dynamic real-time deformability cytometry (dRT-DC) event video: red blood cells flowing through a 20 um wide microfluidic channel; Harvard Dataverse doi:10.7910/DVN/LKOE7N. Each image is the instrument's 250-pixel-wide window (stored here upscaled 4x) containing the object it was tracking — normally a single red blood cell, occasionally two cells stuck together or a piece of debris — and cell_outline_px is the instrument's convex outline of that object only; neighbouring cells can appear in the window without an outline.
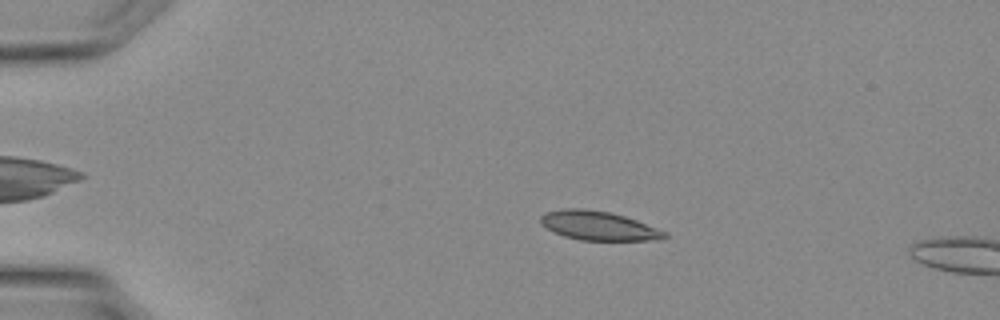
{"species": "Egyptian fruit bat (a non-hibernating species)", "species_latin": "Rousettus aegyptiacus", "temperature_condition": "warm", "stored_images_in_passage": 5, "camera_frame_rate_fps": 3000, "um_per_image_px": 0.085, "animal": {"sex": "female"}, "frame": {"image": 1, "passage_image": 3, "time_ms": 0.667, "image_size_px": [1000, 320], "cell_outline_px": [[668, 236], [648, 240], [580, 240], [564, 236], [548, 228], [540, 220], [540, 216], [544, 212], [564, 208], [584, 208], [608, 212], [624, 216], [636, 220], [668, 232]], "centroid_in_image_um": [50.85, 19.17], "position_along_channel_um": 34.1, "area_um2": 20.69}}